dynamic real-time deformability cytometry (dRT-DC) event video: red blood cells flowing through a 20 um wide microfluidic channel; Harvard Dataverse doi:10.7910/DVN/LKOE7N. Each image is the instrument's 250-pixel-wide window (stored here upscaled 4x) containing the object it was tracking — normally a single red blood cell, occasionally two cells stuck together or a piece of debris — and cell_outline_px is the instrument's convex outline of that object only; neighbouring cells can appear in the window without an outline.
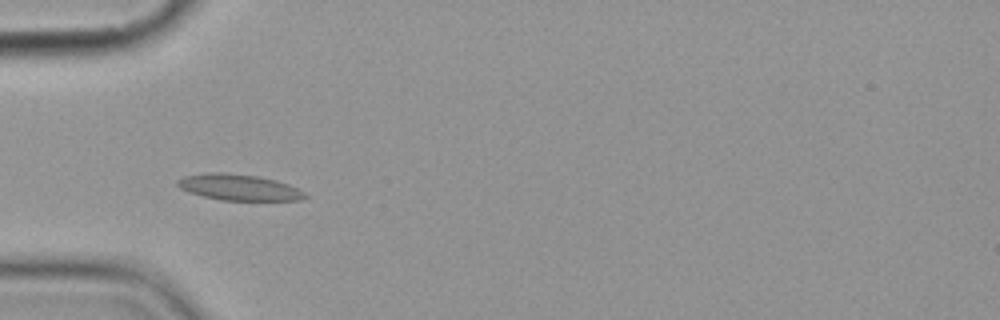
{"species": "common noctule bat (a hibernating species)", "species_latin": "Nyctalus noctula", "temperature_condition": "cold", "stored_images_in_passage": 4, "camera_frame_rate_fps": 3000, "um_per_image_px": 0.085, "animal": {"sex": "female", "body_mass_g": 19.9}, "frame": {"image": 1, "passage_image": 3, "time_ms": 3.333, "image_size_px": [1000, 320], "cell_outline_px": [[308, 196], [300, 200], [220, 200], [188, 192], [180, 188], [176, 184], [176, 180], [184, 176], [208, 172], [220, 172], [256, 176], [276, 180], [288, 184], [304, 192]], "centroid_in_image_um": [20.27, 15.92], "position_along_channel_um": 64.7, "area_um2": 19.25}}
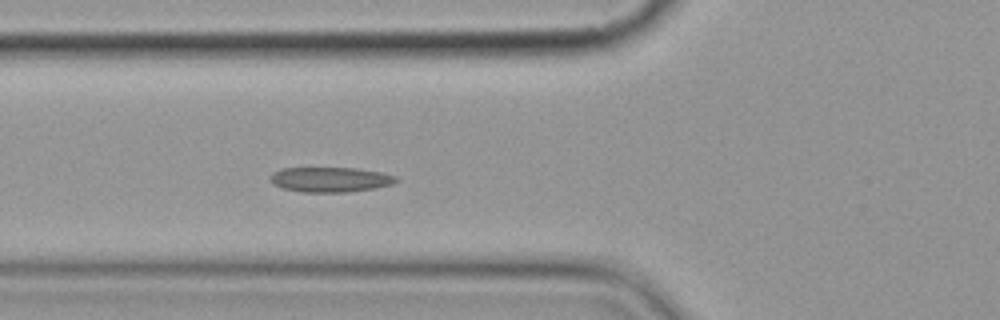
{"frame": {"image": 2, "passage_image": 4, "time_ms": 4.333, "image_size_px": [1000, 320], "cell_outline_px": [[400, 180], [392, 184], [376, 188], [348, 192], [300, 192], [284, 188], [272, 184], [272, 172], [280, 168], [356, 168], [380, 172], [396, 176]], "centroid_in_image_um": [28.1, 15.26], "position_along_channel_um": 97.7, "area_um2": 18.32}}